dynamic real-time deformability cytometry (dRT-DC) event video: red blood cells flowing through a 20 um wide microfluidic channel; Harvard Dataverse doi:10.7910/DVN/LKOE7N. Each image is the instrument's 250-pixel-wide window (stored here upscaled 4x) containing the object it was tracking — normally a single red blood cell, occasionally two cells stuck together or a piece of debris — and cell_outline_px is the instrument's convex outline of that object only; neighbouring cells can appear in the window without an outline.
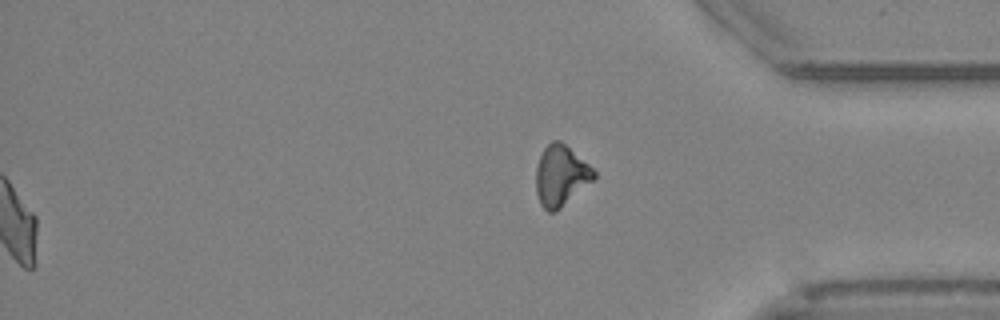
{"species": "Egyptian fruit bat (a non-hibernating species)", "species_latin": "Rousettus aegyptiacus", "temperature_condition": "cold", "stored_images_in_passage": 52, "segment_of_instrument_passage": [2, 2], "camera_frame_rate_fps": 3000, "um_per_image_px": 0.085, "animal": {"sex": "female"}, "frame": {"image": 1, "passage_image": 52, "time_ms": 17.0, "image_size_px": [1000, 320], "cell_outline_px": [[596, 180], [556, 212], [548, 212], [540, 204], [536, 192], [536, 164], [544, 148], [552, 140], [560, 140], [588, 164], [596, 172]], "centroid_in_image_um": [47.68, 14.96], "position_along_channel_um": 387.5, "area_um2": 20.75}}